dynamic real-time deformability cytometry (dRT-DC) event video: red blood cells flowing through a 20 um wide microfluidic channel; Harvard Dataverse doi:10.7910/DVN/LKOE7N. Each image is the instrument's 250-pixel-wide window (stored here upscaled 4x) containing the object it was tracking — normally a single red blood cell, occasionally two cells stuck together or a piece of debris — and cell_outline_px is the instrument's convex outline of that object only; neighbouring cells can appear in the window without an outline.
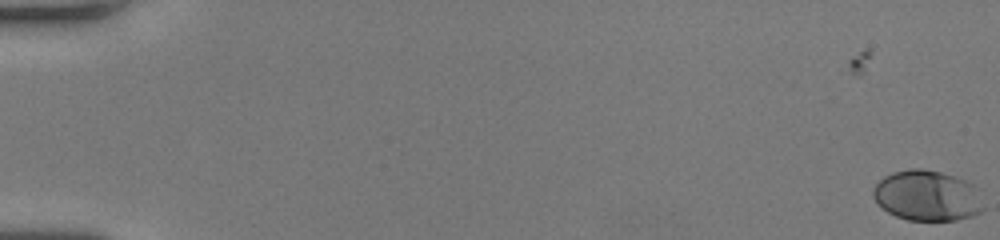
{"species": "human", "species_latin": "Homo sapiens", "temperature_condition": "room temperature", "stored_images_in_passage": 6, "camera_frame_rate_fps": 3000, "um_per_image_px": 0.085, "donor": {"sex": "female"}, "frame": {"image": 1, "passage_image": 6, "time_ms": 1.667, "image_size_px": [1000, 240], "cell_outline_px": [[984, 208], [980, 212], [972, 216], [956, 220], [908, 220], [896, 216], [880, 208], [872, 196], [872, 188], [884, 176], [892, 172], [912, 168], [920, 168], [940, 172], [956, 176], [972, 184]], "centroid_in_image_um": [78.75, 16.63], "position_along_channel_um": 6.3, "area_um2": 32.43}}